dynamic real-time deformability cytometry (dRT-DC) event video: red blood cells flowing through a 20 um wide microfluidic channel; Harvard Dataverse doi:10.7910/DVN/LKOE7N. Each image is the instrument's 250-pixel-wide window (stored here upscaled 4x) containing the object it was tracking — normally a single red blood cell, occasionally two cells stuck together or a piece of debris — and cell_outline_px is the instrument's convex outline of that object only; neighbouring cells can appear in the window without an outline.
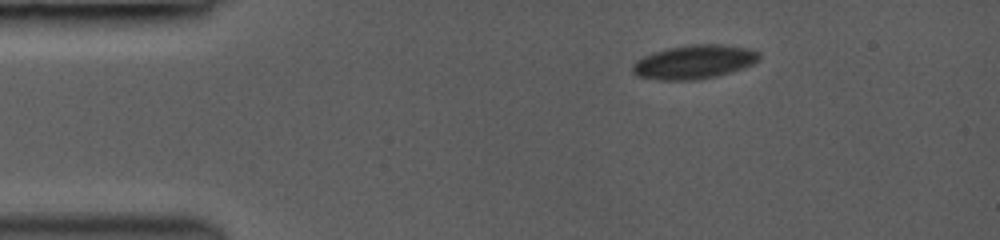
{"species": "common noctule bat (a hibernating species)", "species_latin": "Nyctalus noctula", "temperature_condition": "room temperature", "stored_images_in_passage": 9, "camera_frame_rate_fps": 3000, "um_per_image_px": 0.085, "animal": {"sex": "female", "body_mass_g": 19.0, "forearm_length_mm": 53.3}, "frame": {"image": 1, "passage_image": 1, "time_ms": 0.0, "image_size_px": [1000, 240], "cell_outline_px": [[760, 56], [752, 64], [716, 76], [700, 80], [660, 80], [636, 76], [632, 72], [632, 64], [636, 60], [652, 52], [668, 48], [696, 44], [724, 44], [748, 48], [760, 52]], "centroid_in_image_um": [58.96, 5.26], "position_along_channel_um": 26.0, "area_um2": 24.91}}
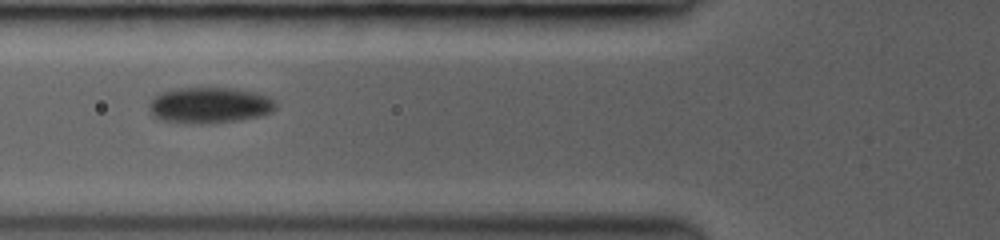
{"frame": {"image": 2, "passage_image": 5, "time_ms": 3.667, "image_size_px": [1000, 240], "cell_outline_px": [[276, 108], [272, 112], [260, 116], [240, 120], [212, 124], [184, 124], [160, 120], [152, 116], [148, 108], [148, 104], [152, 96], [160, 92], [176, 88], [236, 88], [256, 92], [268, 96], [276, 104]], "centroid_in_image_um": [17.76, 8.96], "position_along_channel_um": 108.0, "area_um2": 27.28}}
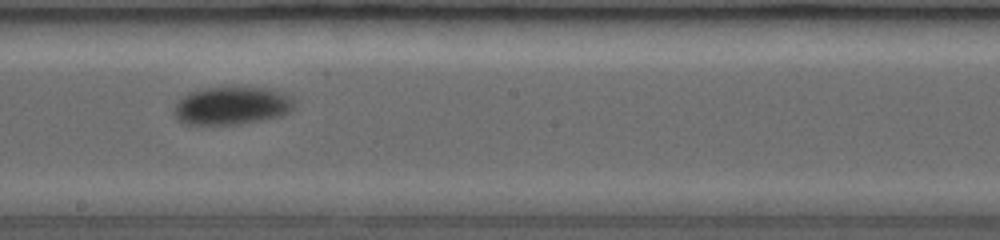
{"frame": {"image": 3, "passage_image": 8, "time_ms": 6.667, "image_size_px": [1000, 240], "cell_outline_px": [[296, 104], [292, 112], [280, 116], [264, 120], [236, 124], [188, 124], [180, 120], [172, 112], [176, 104], [188, 92], [204, 88], [268, 88], [284, 92], [292, 96]], "centroid_in_image_um": [19.78, 8.98], "position_along_channel_um": 228.4, "area_um2": 26.65}}